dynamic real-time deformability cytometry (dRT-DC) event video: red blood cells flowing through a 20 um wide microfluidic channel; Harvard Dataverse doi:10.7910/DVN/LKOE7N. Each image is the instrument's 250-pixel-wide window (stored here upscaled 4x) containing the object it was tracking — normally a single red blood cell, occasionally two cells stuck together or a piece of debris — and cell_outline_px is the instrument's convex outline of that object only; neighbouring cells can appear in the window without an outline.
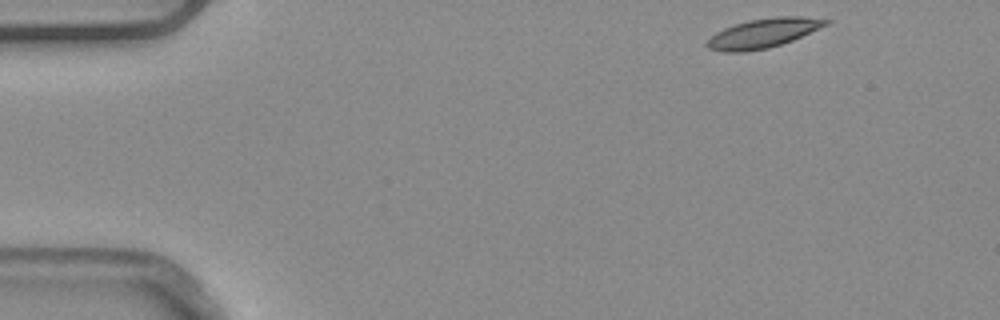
{"species": "common noctule bat (a hibernating species)", "species_latin": "Nyctalus noctula", "temperature_condition": "warm", "stored_images_in_passage": 5, "camera_frame_rate_fps": 3000, "um_per_image_px": 0.085, "animal": {"sex": "male", "body_mass_g": 20.4}, "frame": {"image": 1, "passage_image": 1, "time_ms": 0.0, "image_size_px": [1000, 320], "cell_outline_px": [[832, 20], [828, 24], [792, 40], [768, 48], [744, 52], [724, 52], [708, 48], [704, 44], [716, 32], [724, 28], [748, 20], [776, 16], [800, 16]], "centroid_in_image_um": [64.86, 2.82], "position_along_channel_um": 20.1, "area_um2": 20.11}}
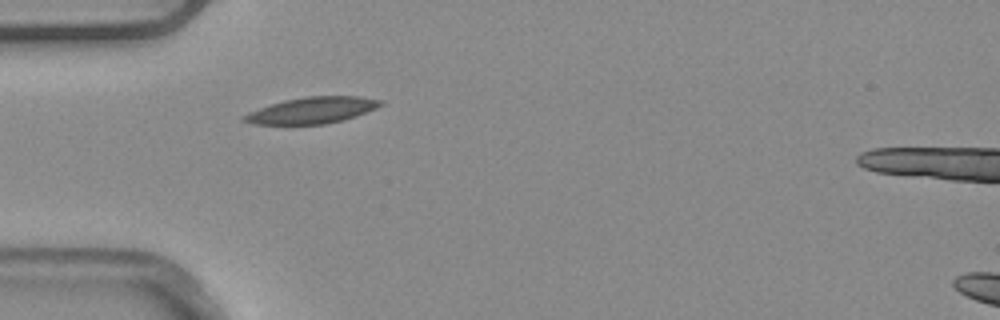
{"frame": {"image": 2, "passage_image": 4, "time_ms": 1.0, "image_size_px": [1000, 320], "cell_outline_px": [[384, 104], [376, 108], [356, 116], [344, 120], [324, 124], [252, 124], [240, 120], [240, 116], [248, 112], [284, 100], [304, 96], [360, 96], [384, 100]], "centroid_in_image_um": [26.53, 9.37], "position_along_channel_um": 58.5, "area_um2": 21.1}}